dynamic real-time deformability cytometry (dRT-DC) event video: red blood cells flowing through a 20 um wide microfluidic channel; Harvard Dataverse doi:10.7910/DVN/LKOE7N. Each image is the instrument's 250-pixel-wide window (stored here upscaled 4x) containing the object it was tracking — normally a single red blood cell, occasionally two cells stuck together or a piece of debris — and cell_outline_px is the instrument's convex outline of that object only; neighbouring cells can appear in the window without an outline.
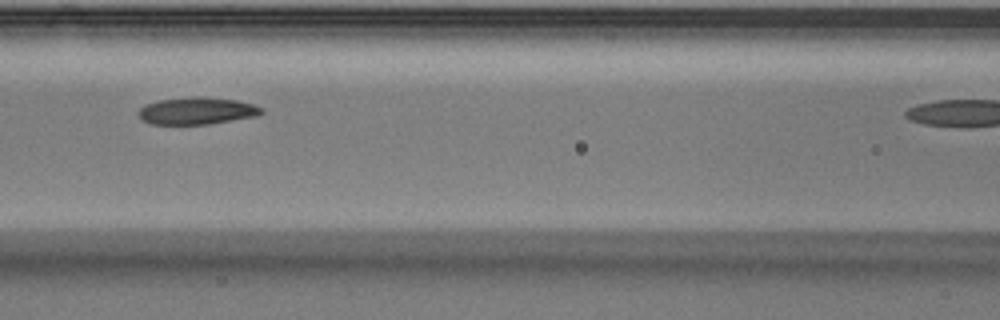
{"species": "Egyptian fruit bat (a non-hibernating species)", "species_latin": "Rousettus aegyptiacus", "temperature_condition": "warm", "stored_images_in_passage": 4, "camera_frame_rate_fps": 3000, "um_per_image_px": 0.085, "animal": {"sex": "male"}, "frame": {"image": 1, "passage_image": 3, "time_ms": 0.667, "image_size_px": [1000, 320], "cell_outline_px": [[264, 112], [256, 116], [208, 124], [152, 124], [144, 120], [136, 112], [140, 108], [148, 104], [160, 100], [196, 96], [204, 96], [236, 100], [252, 104], [264, 108]], "centroid_in_image_um": [16.77, 9.41], "position_along_channel_um": 149.8, "area_um2": 19.31}}